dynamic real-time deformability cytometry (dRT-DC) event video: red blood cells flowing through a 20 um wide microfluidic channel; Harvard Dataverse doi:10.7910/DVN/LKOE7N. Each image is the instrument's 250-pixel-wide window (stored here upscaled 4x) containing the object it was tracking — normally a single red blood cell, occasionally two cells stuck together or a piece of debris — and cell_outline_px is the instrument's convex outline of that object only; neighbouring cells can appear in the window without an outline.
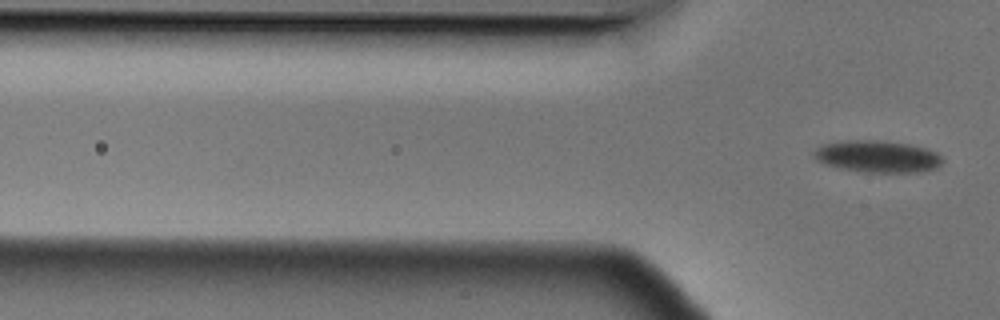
{"species": "Egyptian fruit bat (a non-hibernating species)", "species_latin": "Rousettus aegyptiacus", "temperature_condition": "cold", "stored_images_in_passage": 5, "camera_frame_rate_fps": 3000, "um_per_image_px": 0.085, "animal": {"sex": "male"}, "frame": {"image": 1, "passage_image": 5, "time_ms": 1.333, "image_size_px": [1000, 320], "cell_outline_px": [[944, 160], [936, 168], [920, 172], [864, 172], [836, 168], [824, 164], [816, 160], [812, 156], [812, 152], [820, 144], [844, 140], [880, 140], [908, 144], [924, 148], [936, 152]], "centroid_in_image_um": [74.51, 13.3], "position_along_channel_um": 51.3, "area_um2": 24.22}}